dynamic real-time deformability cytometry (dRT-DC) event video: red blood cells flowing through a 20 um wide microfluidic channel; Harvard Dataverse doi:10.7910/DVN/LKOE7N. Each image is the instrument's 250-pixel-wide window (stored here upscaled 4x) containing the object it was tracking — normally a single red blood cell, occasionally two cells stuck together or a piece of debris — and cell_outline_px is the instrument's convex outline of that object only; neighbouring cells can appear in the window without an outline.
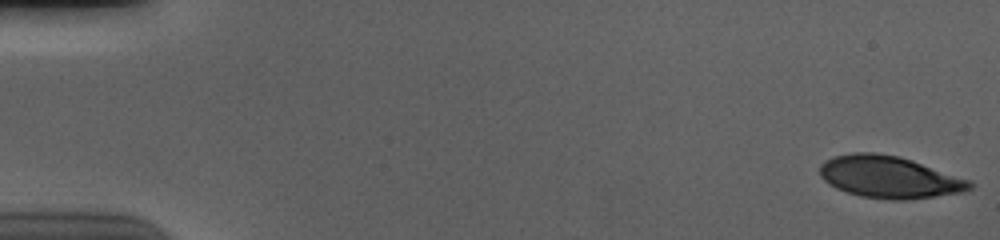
{"species": "human", "species_latin": "Homo sapiens", "temperature_condition": "cold", "stored_images_in_passage": 57, "camera_frame_rate_fps": 3000, "um_per_image_px": 0.085, "donor": {"sex": "male"}, "frame": {"image": 1, "passage_image": 1, "time_ms": 0.0, "image_size_px": [1000, 240], "cell_outline_px": [[972, 188], [960, 192], [908, 200], [892, 200], [860, 196], [836, 188], [828, 184], [820, 176], [820, 164], [824, 160], [832, 156], [852, 152], [876, 152], [900, 156], [972, 180]], "centroid_in_image_um": [75.56, 15.03], "position_along_channel_um": 9.4, "area_um2": 36.93}}
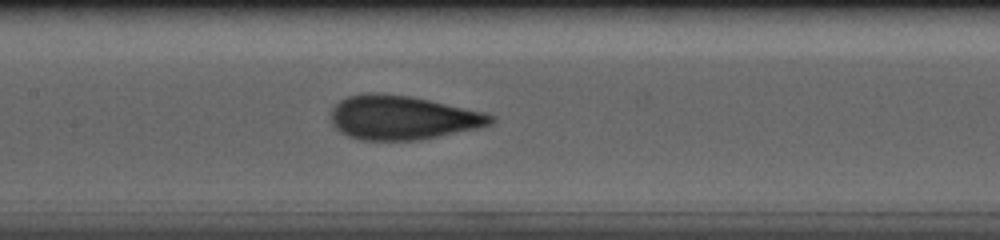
{"frame": {"image": 2, "passage_image": 28, "time_ms": 9.0, "image_size_px": [1000, 240], "cell_outline_px": [[496, 120], [492, 124], [476, 128], [420, 140], [360, 140], [348, 136], [340, 132], [332, 124], [332, 108], [340, 100], [348, 96], [368, 92], [380, 92], [408, 96], [428, 100], [484, 112], [496, 116]], "centroid_in_image_um": [34.19, 9.99], "position_along_channel_um": 173.2, "area_um2": 40.92}}
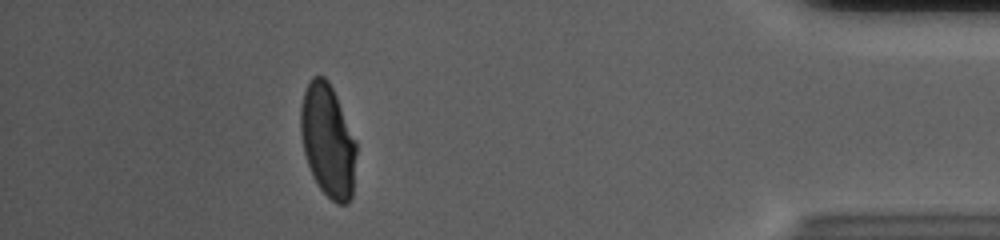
{"frame": {"image": 3, "passage_image": 51, "time_ms": 16.667, "image_size_px": [1000, 240], "cell_outline_px": [[356, 152], [352, 196], [348, 204], [336, 204], [320, 188], [312, 176], [304, 152], [300, 132], [300, 108], [304, 92], [312, 76], [324, 76], [328, 80], [336, 96], [356, 140]], "centroid_in_image_um": [27.86, 11.96], "position_along_channel_um": 407.3, "area_um2": 36.53}, "authors_computed_cell_mechanics": {"area_um2": 39.0728, "velocity_mm_per_s": 3.6644, "shape_relaxation_time_tau1_ms": 4.8117, "shape_relaxation_time_tau2_ms": 0.8499, "deformation_change_tau1": 0.1734, "deformation_change_tau2": 0.078}}